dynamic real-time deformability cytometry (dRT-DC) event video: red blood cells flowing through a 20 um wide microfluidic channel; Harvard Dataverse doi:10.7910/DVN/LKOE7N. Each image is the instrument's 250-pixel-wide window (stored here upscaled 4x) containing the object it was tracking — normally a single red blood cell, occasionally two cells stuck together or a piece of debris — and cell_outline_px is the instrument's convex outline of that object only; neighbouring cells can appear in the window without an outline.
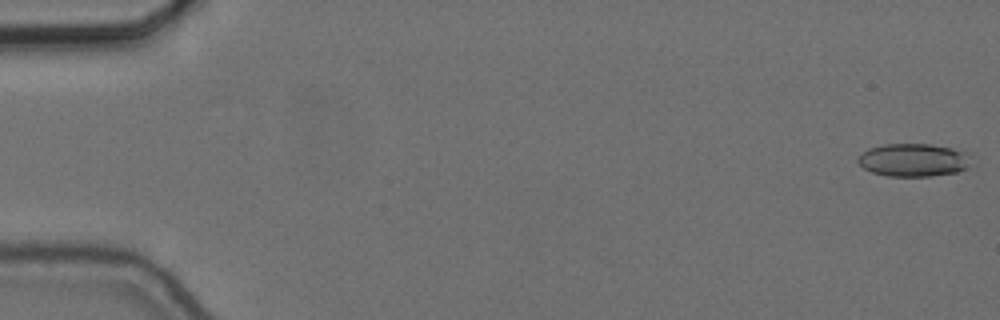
{"species": "common noctule bat (a hibernating species)", "species_latin": "Nyctalus noctula", "temperature_condition": "cold", "stored_images_in_passage": 56, "camera_frame_rate_fps": 3000, "um_per_image_px": 0.085, "animal": {"sex": "female", "body_mass_g": 24.6, "forearm_length_mm": 56.2}, "frame": {"image": 1, "passage_image": 1, "time_ms": 0.0, "image_size_px": [1000, 320], "cell_outline_px": [[976, 164], [968, 168], [956, 172], [932, 176], [888, 176], [872, 172], [864, 168], [856, 160], [856, 156], [868, 148], [884, 144], [932, 144], [952, 148], [968, 152]], "centroid_in_image_um": [77.71, 13.6], "position_along_channel_um": 7.3, "area_um2": 22.31}}
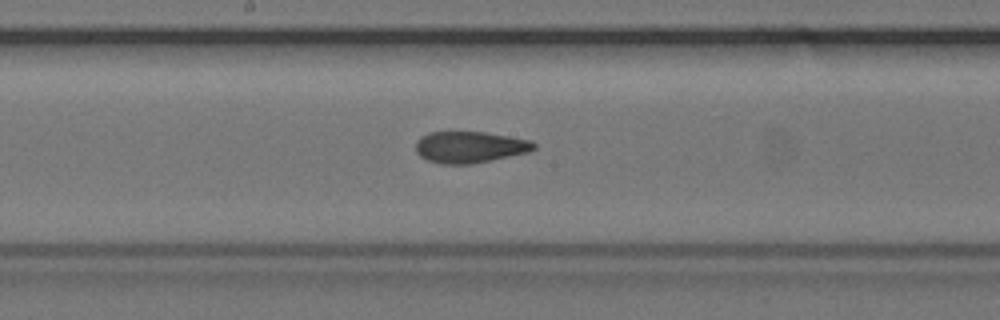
{"frame": {"image": 2, "passage_image": 30, "time_ms": 9.667, "image_size_px": [1000, 320], "cell_outline_px": [[536, 148], [528, 152], [472, 164], [444, 164], [428, 160], [420, 156], [416, 152], [416, 140], [420, 136], [428, 132], [484, 132], [532, 140], [536, 144]], "centroid_in_image_um": [39.92, 12.49], "position_along_channel_um": 208.3, "area_um2": 21.68}}
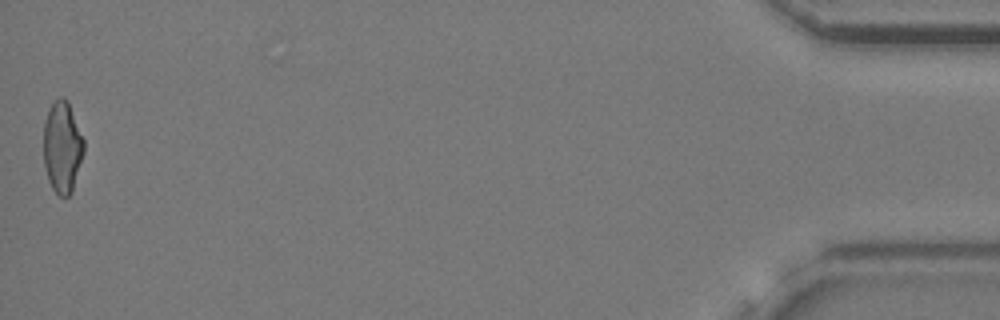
{"frame": {"image": 3, "passage_image": 56, "time_ms": 18.333, "image_size_px": [1000, 320], "cell_outline_px": [[84, 152], [72, 192], [68, 196], [60, 196], [52, 188], [48, 180], [44, 164], [44, 120], [48, 108], [60, 96], [64, 96], [68, 100], [84, 140]], "centroid_in_image_um": [5.29, 12.48], "position_along_channel_um": 429.9, "area_um2": 21.62}, "authors_computed_cell_mechanics": {"area_um2": 22.1952, "velocity_mm_per_s": 3.6681, "shape_relaxation_time_tau1_ms": 5.8581, "shape_relaxation_time_tau2_ms": 1.9333, "deformation_change_tau1": 0.1383, "deformation_change_tau2": 0.09}}